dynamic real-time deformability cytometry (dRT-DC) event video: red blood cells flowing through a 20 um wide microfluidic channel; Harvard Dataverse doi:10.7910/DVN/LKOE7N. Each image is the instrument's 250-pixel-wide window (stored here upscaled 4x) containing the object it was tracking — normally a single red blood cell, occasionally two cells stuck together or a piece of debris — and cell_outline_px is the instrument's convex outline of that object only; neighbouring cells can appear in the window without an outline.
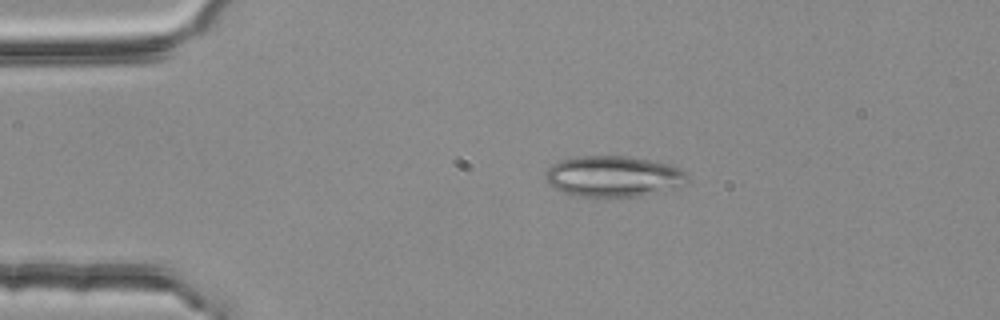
{"species": "common noctule bat (a hibernating species)", "species_latin": "Nyctalus noctula", "temperature_condition": "room temperature", "stored_images_in_passage": 3, "segment_of_instrument_passage": [1, 2], "camera_frame_rate_fps": 3000, "um_per_image_px": 0.085, "animal": {"sex": "female", "body_mass_g": 25.1}, "frame": {"image": 1, "passage_image": 1, "time_ms": 0.0, "image_size_px": [1000, 320], "cell_outline_px": [[688, 180], [684, 184], [640, 196], [596, 200], [576, 196], [564, 192], [548, 184], [544, 176], [544, 172], [552, 164], [560, 160], [580, 156], [628, 156], [672, 164], [684, 168], [688, 176]], "centroid_in_image_um": [52.12, 15.01], "position_along_channel_um": 32.9, "area_um2": 34.74}}